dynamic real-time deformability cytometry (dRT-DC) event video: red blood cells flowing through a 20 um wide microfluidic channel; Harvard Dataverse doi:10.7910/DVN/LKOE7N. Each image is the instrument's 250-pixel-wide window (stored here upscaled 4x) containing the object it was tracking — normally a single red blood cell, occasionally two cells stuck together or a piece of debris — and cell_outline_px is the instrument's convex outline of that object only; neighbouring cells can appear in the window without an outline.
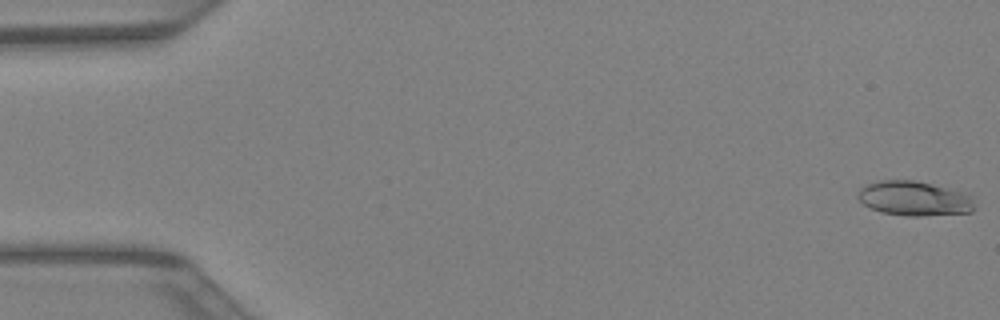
{"species": "Egyptian fruit bat (a non-hibernating species)", "species_latin": "Rousettus aegyptiacus", "temperature_condition": "warm", "stored_images_in_passage": 41, "camera_frame_rate_fps": 3000, "um_per_image_px": 0.085, "animal": {"sex": "female"}, "frame": {"image": 1, "passage_image": 1, "time_ms": 0.0, "image_size_px": [1000, 320], "cell_outline_px": [[976, 208], [972, 212], [920, 216], [908, 216], [880, 212], [864, 204], [860, 200], [860, 188], [868, 184], [880, 180], [916, 180], [932, 184], [960, 192], [972, 196]], "centroid_in_image_um": [77.75, 16.88], "position_along_channel_um": 7.3, "area_um2": 23.29}}
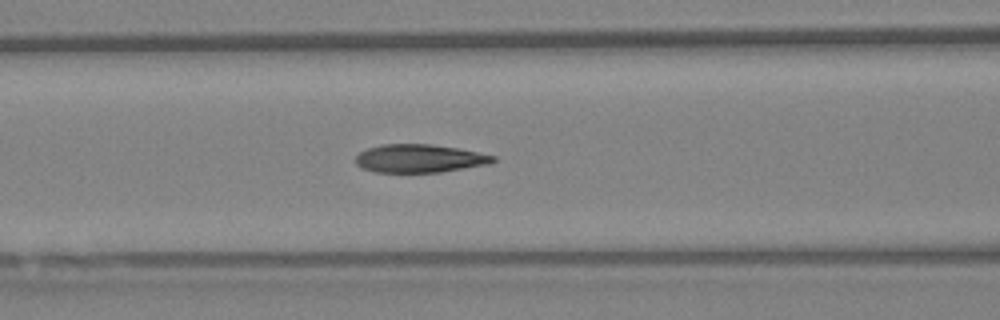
{"frame": {"image": 2, "passage_image": 18, "time_ms": 5.667, "image_size_px": [1000, 320], "cell_outline_px": [[496, 160], [488, 164], [440, 172], [376, 172], [364, 168], [356, 164], [356, 156], [360, 152], [368, 148], [384, 144], [432, 144], [456, 148], [496, 156]], "centroid_in_image_um": [35.65, 13.46], "position_along_channel_um": 130.9, "area_um2": 22.31}}
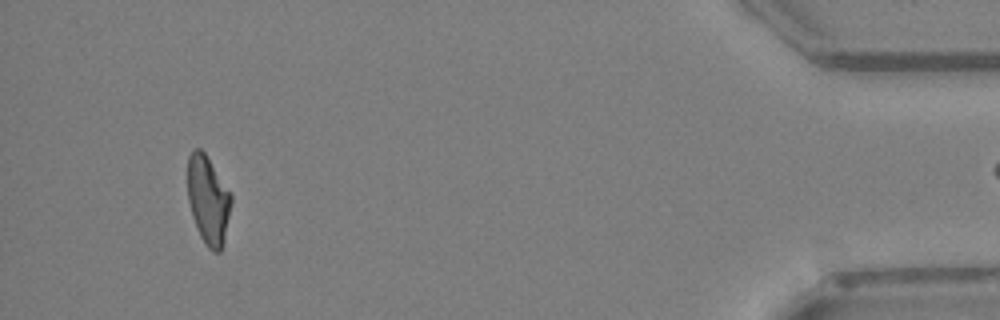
{"frame": {"image": 3, "passage_image": 40, "time_ms": 13.0, "image_size_px": [1000, 320], "cell_outline_px": [[232, 200], [224, 240], [220, 252], [212, 252], [208, 248], [200, 236], [192, 216], [188, 200], [188, 156], [192, 148], [200, 148], [204, 152], [232, 196]], "centroid_in_image_um": [17.67, 17.0], "position_along_channel_um": 417.5, "area_um2": 22.2}}